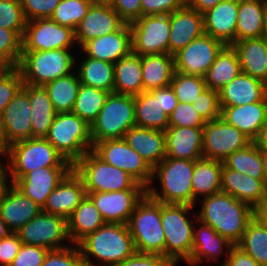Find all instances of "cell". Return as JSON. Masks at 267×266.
<instances>
[{"label":"cell","mask_w":267,"mask_h":266,"mask_svg":"<svg viewBox=\"0 0 267 266\" xmlns=\"http://www.w3.org/2000/svg\"><path fill=\"white\" fill-rule=\"evenodd\" d=\"M22 52V38L14 31L0 27V68L17 67Z\"/></svg>","instance_id":"48"},{"label":"cell","mask_w":267,"mask_h":266,"mask_svg":"<svg viewBox=\"0 0 267 266\" xmlns=\"http://www.w3.org/2000/svg\"><path fill=\"white\" fill-rule=\"evenodd\" d=\"M129 26L131 29L132 52L139 56L168 54L169 14L142 16Z\"/></svg>","instance_id":"13"},{"label":"cell","mask_w":267,"mask_h":266,"mask_svg":"<svg viewBox=\"0 0 267 266\" xmlns=\"http://www.w3.org/2000/svg\"><path fill=\"white\" fill-rule=\"evenodd\" d=\"M26 20L21 0H0V27L14 30L23 38Z\"/></svg>","instance_id":"49"},{"label":"cell","mask_w":267,"mask_h":266,"mask_svg":"<svg viewBox=\"0 0 267 266\" xmlns=\"http://www.w3.org/2000/svg\"><path fill=\"white\" fill-rule=\"evenodd\" d=\"M197 225V227H196ZM194 224L193 249L190 259L186 262L189 266H198L211 261L217 262L218 258H224L222 266L230 249L234 246L227 239L219 235L212 227L196 220ZM200 225V226H199ZM225 251V252H224ZM227 252V253H226ZM204 261V262H203Z\"/></svg>","instance_id":"20"},{"label":"cell","mask_w":267,"mask_h":266,"mask_svg":"<svg viewBox=\"0 0 267 266\" xmlns=\"http://www.w3.org/2000/svg\"><path fill=\"white\" fill-rule=\"evenodd\" d=\"M93 3L110 4L113 0H91Z\"/></svg>","instance_id":"69"},{"label":"cell","mask_w":267,"mask_h":266,"mask_svg":"<svg viewBox=\"0 0 267 266\" xmlns=\"http://www.w3.org/2000/svg\"><path fill=\"white\" fill-rule=\"evenodd\" d=\"M28 96L31 104L32 138H45L56 115L52 102L43 86L28 84Z\"/></svg>","instance_id":"41"},{"label":"cell","mask_w":267,"mask_h":266,"mask_svg":"<svg viewBox=\"0 0 267 266\" xmlns=\"http://www.w3.org/2000/svg\"><path fill=\"white\" fill-rule=\"evenodd\" d=\"M265 185L267 187V151H262Z\"/></svg>","instance_id":"68"},{"label":"cell","mask_w":267,"mask_h":266,"mask_svg":"<svg viewBox=\"0 0 267 266\" xmlns=\"http://www.w3.org/2000/svg\"><path fill=\"white\" fill-rule=\"evenodd\" d=\"M93 4L91 0H61L50 19L75 31Z\"/></svg>","instance_id":"46"},{"label":"cell","mask_w":267,"mask_h":266,"mask_svg":"<svg viewBox=\"0 0 267 266\" xmlns=\"http://www.w3.org/2000/svg\"><path fill=\"white\" fill-rule=\"evenodd\" d=\"M81 83L77 71L59 77L43 87L49 95L56 113L72 112Z\"/></svg>","instance_id":"42"},{"label":"cell","mask_w":267,"mask_h":266,"mask_svg":"<svg viewBox=\"0 0 267 266\" xmlns=\"http://www.w3.org/2000/svg\"><path fill=\"white\" fill-rule=\"evenodd\" d=\"M42 266H87L78 245L57 250H49Z\"/></svg>","instance_id":"52"},{"label":"cell","mask_w":267,"mask_h":266,"mask_svg":"<svg viewBox=\"0 0 267 266\" xmlns=\"http://www.w3.org/2000/svg\"><path fill=\"white\" fill-rule=\"evenodd\" d=\"M136 126L134 96L109 93L103 108L90 125L93 145L100 141L124 138Z\"/></svg>","instance_id":"10"},{"label":"cell","mask_w":267,"mask_h":266,"mask_svg":"<svg viewBox=\"0 0 267 266\" xmlns=\"http://www.w3.org/2000/svg\"><path fill=\"white\" fill-rule=\"evenodd\" d=\"M79 59V55L76 56L75 69L79 76L80 83L113 93L114 63L86 56H84L81 60Z\"/></svg>","instance_id":"40"},{"label":"cell","mask_w":267,"mask_h":266,"mask_svg":"<svg viewBox=\"0 0 267 266\" xmlns=\"http://www.w3.org/2000/svg\"><path fill=\"white\" fill-rule=\"evenodd\" d=\"M161 104L165 113L170 115L178 104V99L175 96L171 85L161 88Z\"/></svg>","instance_id":"61"},{"label":"cell","mask_w":267,"mask_h":266,"mask_svg":"<svg viewBox=\"0 0 267 266\" xmlns=\"http://www.w3.org/2000/svg\"><path fill=\"white\" fill-rule=\"evenodd\" d=\"M223 162L201 158L195 160V169L191 179L193 206L205 197L221 192V171ZM202 197V198H201Z\"/></svg>","instance_id":"35"},{"label":"cell","mask_w":267,"mask_h":266,"mask_svg":"<svg viewBox=\"0 0 267 266\" xmlns=\"http://www.w3.org/2000/svg\"><path fill=\"white\" fill-rule=\"evenodd\" d=\"M240 73L241 66L236 50L232 45H225L206 72L205 84L207 88L219 91Z\"/></svg>","instance_id":"39"},{"label":"cell","mask_w":267,"mask_h":266,"mask_svg":"<svg viewBox=\"0 0 267 266\" xmlns=\"http://www.w3.org/2000/svg\"><path fill=\"white\" fill-rule=\"evenodd\" d=\"M110 5L125 24L142 17L141 0H113Z\"/></svg>","instance_id":"56"},{"label":"cell","mask_w":267,"mask_h":266,"mask_svg":"<svg viewBox=\"0 0 267 266\" xmlns=\"http://www.w3.org/2000/svg\"><path fill=\"white\" fill-rule=\"evenodd\" d=\"M221 107H232L262 101L267 96V84L241 72L219 91Z\"/></svg>","instance_id":"29"},{"label":"cell","mask_w":267,"mask_h":266,"mask_svg":"<svg viewBox=\"0 0 267 266\" xmlns=\"http://www.w3.org/2000/svg\"><path fill=\"white\" fill-rule=\"evenodd\" d=\"M72 169L73 166L37 168L19 178L13 185L43 208L49 194Z\"/></svg>","instance_id":"18"},{"label":"cell","mask_w":267,"mask_h":266,"mask_svg":"<svg viewBox=\"0 0 267 266\" xmlns=\"http://www.w3.org/2000/svg\"><path fill=\"white\" fill-rule=\"evenodd\" d=\"M114 266H174V265L163 255L135 252L132 256Z\"/></svg>","instance_id":"58"},{"label":"cell","mask_w":267,"mask_h":266,"mask_svg":"<svg viewBox=\"0 0 267 266\" xmlns=\"http://www.w3.org/2000/svg\"><path fill=\"white\" fill-rule=\"evenodd\" d=\"M72 51L74 52V49L22 51L17 68L21 73L23 83L44 86L74 72L77 55Z\"/></svg>","instance_id":"5"},{"label":"cell","mask_w":267,"mask_h":266,"mask_svg":"<svg viewBox=\"0 0 267 266\" xmlns=\"http://www.w3.org/2000/svg\"><path fill=\"white\" fill-rule=\"evenodd\" d=\"M86 195L83 180L72 169L49 194L42 211L68 219Z\"/></svg>","instance_id":"23"},{"label":"cell","mask_w":267,"mask_h":266,"mask_svg":"<svg viewBox=\"0 0 267 266\" xmlns=\"http://www.w3.org/2000/svg\"><path fill=\"white\" fill-rule=\"evenodd\" d=\"M226 168L247 174L254 179H264L262 151L252 141L246 147L233 152L223 161Z\"/></svg>","instance_id":"43"},{"label":"cell","mask_w":267,"mask_h":266,"mask_svg":"<svg viewBox=\"0 0 267 266\" xmlns=\"http://www.w3.org/2000/svg\"><path fill=\"white\" fill-rule=\"evenodd\" d=\"M135 250L138 253L165 257V234L161 221V202L147 194L136 205L128 222Z\"/></svg>","instance_id":"8"},{"label":"cell","mask_w":267,"mask_h":266,"mask_svg":"<svg viewBox=\"0 0 267 266\" xmlns=\"http://www.w3.org/2000/svg\"><path fill=\"white\" fill-rule=\"evenodd\" d=\"M106 223L128 224L136 205L146 190L86 192Z\"/></svg>","instance_id":"17"},{"label":"cell","mask_w":267,"mask_h":266,"mask_svg":"<svg viewBox=\"0 0 267 266\" xmlns=\"http://www.w3.org/2000/svg\"><path fill=\"white\" fill-rule=\"evenodd\" d=\"M91 151L105 163L128 173L145 188L151 183L153 169L124 138L97 142Z\"/></svg>","instance_id":"12"},{"label":"cell","mask_w":267,"mask_h":266,"mask_svg":"<svg viewBox=\"0 0 267 266\" xmlns=\"http://www.w3.org/2000/svg\"><path fill=\"white\" fill-rule=\"evenodd\" d=\"M108 95L107 91L81 84L72 112L91 125L103 108Z\"/></svg>","instance_id":"45"},{"label":"cell","mask_w":267,"mask_h":266,"mask_svg":"<svg viewBox=\"0 0 267 266\" xmlns=\"http://www.w3.org/2000/svg\"><path fill=\"white\" fill-rule=\"evenodd\" d=\"M183 6V0H141L142 16L170 14Z\"/></svg>","instance_id":"57"},{"label":"cell","mask_w":267,"mask_h":266,"mask_svg":"<svg viewBox=\"0 0 267 266\" xmlns=\"http://www.w3.org/2000/svg\"><path fill=\"white\" fill-rule=\"evenodd\" d=\"M170 38L168 54L175 55L191 41L204 34L203 14L183 6L169 14Z\"/></svg>","instance_id":"25"},{"label":"cell","mask_w":267,"mask_h":266,"mask_svg":"<svg viewBox=\"0 0 267 266\" xmlns=\"http://www.w3.org/2000/svg\"><path fill=\"white\" fill-rule=\"evenodd\" d=\"M113 92L130 96L143 92L141 56L131 51L114 63Z\"/></svg>","instance_id":"36"},{"label":"cell","mask_w":267,"mask_h":266,"mask_svg":"<svg viewBox=\"0 0 267 266\" xmlns=\"http://www.w3.org/2000/svg\"><path fill=\"white\" fill-rule=\"evenodd\" d=\"M143 91L169 86L175 73L174 56L151 54L141 56Z\"/></svg>","instance_id":"37"},{"label":"cell","mask_w":267,"mask_h":266,"mask_svg":"<svg viewBox=\"0 0 267 266\" xmlns=\"http://www.w3.org/2000/svg\"><path fill=\"white\" fill-rule=\"evenodd\" d=\"M221 109V118L253 141L267 121V96L262 101Z\"/></svg>","instance_id":"30"},{"label":"cell","mask_w":267,"mask_h":266,"mask_svg":"<svg viewBox=\"0 0 267 266\" xmlns=\"http://www.w3.org/2000/svg\"><path fill=\"white\" fill-rule=\"evenodd\" d=\"M41 211L40 206L25 196L13 184H9L0 196V217L13 233Z\"/></svg>","instance_id":"24"},{"label":"cell","mask_w":267,"mask_h":266,"mask_svg":"<svg viewBox=\"0 0 267 266\" xmlns=\"http://www.w3.org/2000/svg\"><path fill=\"white\" fill-rule=\"evenodd\" d=\"M232 47L236 50L241 72L259 79L267 84V42L261 38L245 39L234 42Z\"/></svg>","instance_id":"34"},{"label":"cell","mask_w":267,"mask_h":266,"mask_svg":"<svg viewBox=\"0 0 267 266\" xmlns=\"http://www.w3.org/2000/svg\"><path fill=\"white\" fill-rule=\"evenodd\" d=\"M238 8L239 0H222L203 13L204 33L232 45L236 42Z\"/></svg>","instance_id":"26"},{"label":"cell","mask_w":267,"mask_h":266,"mask_svg":"<svg viewBox=\"0 0 267 266\" xmlns=\"http://www.w3.org/2000/svg\"><path fill=\"white\" fill-rule=\"evenodd\" d=\"M78 50L82 57L116 63L132 51L131 29L123 24L117 31L85 42Z\"/></svg>","instance_id":"19"},{"label":"cell","mask_w":267,"mask_h":266,"mask_svg":"<svg viewBox=\"0 0 267 266\" xmlns=\"http://www.w3.org/2000/svg\"><path fill=\"white\" fill-rule=\"evenodd\" d=\"M61 0H21L26 21L50 18Z\"/></svg>","instance_id":"54"},{"label":"cell","mask_w":267,"mask_h":266,"mask_svg":"<svg viewBox=\"0 0 267 266\" xmlns=\"http://www.w3.org/2000/svg\"><path fill=\"white\" fill-rule=\"evenodd\" d=\"M0 196L5 188L10 184L8 179V163L7 159H0ZM3 160V161H2Z\"/></svg>","instance_id":"64"},{"label":"cell","mask_w":267,"mask_h":266,"mask_svg":"<svg viewBox=\"0 0 267 266\" xmlns=\"http://www.w3.org/2000/svg\"><path fill=\"white\" fill-rule=\"evenodd\" d=\"M184 6L195 9L203 14L209 9L215 7L222 0H183Z\"/></svg>","instance_id":"62"},{"label":"cell","mask_w":267,"mask_h":266,"mask_svg":"<svg viewBox=\"0 0 267 266\" xmlns=\"http://www.w3.org/2000/svg\"><path fill=\"white\" fill-rule=\"evenodd\" d=\"M267 20V0H239L236 42L261 38Z\"/></svg>","instance_id":"33"},{"label":"cell","mask_w":267,"mask_h":266,"mask_svg":"<svg viewBox=\"0 0 267 266\" xmlns=\"http://www.w3.org/2000/svg\"><path fill=\"white\" fill-rule=\"evenodd\" d=\"M77 245L87 266H114L136 252L127 224L105 223Z\"/></svg>","instance_id":"2"},{"label":"cell","mask_w":267,"mask_h":266,"mask_svg":"<svg viewBox=\"0 0 267 266\" xmlns=\"http://www.w3.org/2000/svg\"><path fill=\"white\" fill-rule=\"evenodd\" d=\"M23 84L21 73L17 67L0 68V117Z\"/></svg>","instance_id":"50"},{"label":"cell","mask_w":267,"mask_h":266,"mask_svg":"<svg viewBox=\"0 0 267 266\" xmlns=\"http://www.w3.org/2000/svg\"><path fill=\"white\" fill-rule=\"evenodd\" d=\"M263 38L266 40L267 42V20H266V25H265V31H264V35Z\"/></svg>","instance_id":"70"},{"label":"cell","mask_w":267,"mask_h":266,"mask_svg":"<svg viewBox=\"0 0 267 266\" xmlns=\"http://www.w3.org/2000/svg\"><path fill=\"white\" fill-rule=\"evenodd\" d=\"M15 233L22 244L41 246L49 250L63 249L72 245L67 219L43 211Z\"/></svg>","instance_id":"11"},{"label":"cell","mask_w":267,"mask_h":266,"mask_svg":"<svg viewBox=\"0 0 267 266\" xmlns=\"http://www.w3.org/2000/svg\"><path fill=\"white\" fill-rule=\"evenodd\" d=\"M45 139L72 165L93 147L90 125L73 112L56 113Z\"/></svg>","instance_id":"7"},{"label":"cell","mask_w":267,"mask_h":266,"mask_svg":"<svg viewBox=\"0 0 267 266\" xmlns=\"http://www.w3.org/2000/svg\"><path fill=\"white\" fill-rule=\"evenodd\" d=\"M221 192L234 196L255 209L267 195L265 179H254L238 171L226 168L221 171Z\"/></svg>","instance_id":"27"},{"label":"cell","mask_w":267,"mask_h":266,"mask_svg":"<svg viewBox=\"0 0 267 266\" xmlns=\"http://www.w3.org/2000/svg\"><path fill=\"white\" fill-rule=\"evenodd\" d=\"M77 47L75 31L50 18L26 22L22 38V51H48Z\"/></svg>","instance_id":"14"},{"label":"cell","mask_w":267,"mask_h":266,"mask_svg":"<svg viewBox=\"0 0 267 266\" xmlns=\"http://www.w3.org/2000/svg\"><path fill=\"white\" fill-rule=\"evenodd\" d=\"M200 202L201 206L196 211L197 219L236 246L254 218V209L224 192L205 197Z\"/></svg>","instance_id":"1"},{"label":"cell","mask_w":267,"mask_h":266,"mask_svg":"<svg viewBox=\"0 0 267 266\" xmlns=\"http://www.w3.org/2000/svg\"><path fill=\"white\" fill-rule=\"evenodd\" d=\"M124 139L152 169L166 157L164 131L134 126L125 133Z\"/></svg>","instance_id":"31"},{"label":"cell","mask_w":267,"mask_h":266,"mask_svg":"<svg viewBox=\"0 0 267 266\" xmlns=\"http://www.w3.org/2000/svg\"><path fill=\"white\" fill-rule=\"evenodd\" d=\"M6 159L10 184L37 168L73 166L45 138H30L11 144Z\"/></svg>","instance_id":"6"},{"label":"cell","mask_w":267,"mask_h":266,"mask_svg":"<svg viewBox=\"0 0 267 266\" xmlns=\"http://www.w3.org/2000/svg\"><path fill=\"white\" fill-rule=\"evenodd\" d=\"M1 119L10 145L32 138L31 104L28 96V84L24 83L23 87L8 103Z\"/></svg>","instance_id":"21"},{"label":"cell","mask_w":267,"mask_h":266,"mask_svg":"<svg viewBox=\"0 0 267 266\" xmlns=\"http://www.w3.org/2000/svg\"><path fill=\"white\" fill-rule=\"evenodd\" d=\"M251 142L247 135L220 117L203 127V158L223 161Z\"/></svg>","instance_id":"15"},{"label":"cell","mask_w":267,"mask_h":266,"mask_svg":"<svg viewBox=\"0 0 267 266\" xmlns=\"http://www.w3.org/2000/svg\"><path fill=\"white\" fill-rule=\"evenodd\" d=\"M170 85L174 90L178 102L190 104L195 101V98L199 94L207 89L203 77L186 75L177 71H175Z\"/></svg>","instance_id":"47"},{"label":"cell","mask_w":267,"mask_h":266,"mask_svg":"<svg viewBox=\"0 0 267 266\" xmlns=\"http://www.w3.org/2000/svg\"><path fill=\"white\" fill-rule=\"evenodd\" d=\"M123 24L110 4L94 3L75 29L78 49L91 39L117 31Z\"/></svg>","instance_id":"22"},{"label":"cell","mask_w":267,"mask_h":266,"mask_svg":"<svg viewBox=\"0 0 267 266\" xmlns=\"http://www.w3.org/2000/svg\"><path fill=\"white\" fill-rule=\"evenodd\" d=\"M164 132L166 157L186 160L203 158V128L168 127Z\"/></svg>","instance_id":"28"},{"label":"cell","mask_w":267,"mask_h":266,"mask_svg":"<svg viewBox=\"0 0 267 266\" xmlns=\"http://www.w3.org/2000/svg\"><path fill=\"white\" fill-rule=\"evenodd\" d=\"M11 233L12 231L0 217V240L2 238L8 237Z\"/></svg>","instance_id":"67"},{"label":"cell","mask_w":267,"mask_h":266,"mask_svg":"<svg viewBox=\"0 0 267 266\" xmlns=\"http://www.w3.org/2000/svg\"><path fill=\"white\" fill-rule=\"evenodd\" d=\"M205 123L190 103L178 102L173 112L169 115L168 127L203 128Z\"/></svg>","instance_id":"53"},{"label":"cell","mask_w":267,"mask_h":266,"mask_svg":"<svg viewBox=\"0 0 267 266\" xmlns=\"http://www.w3.org/2000/svg\"><path fill=\"white\" fill-rule=\"evenodd\" d=\"M136 126L165 131L169 126V115L161 104V88L143 91L134 96Z\"/></svg>","instance_id":"32"},{"label":"cell","mask_w":267,"mask_h":266,"mask_svg":"<svg viewBox=\"0 0 267 266\" xmlns=\"http://www.w3.org/2000/svg\"><path fill=\"white\" fill-rule=\"evenodd\" d=\"M236 246L261 266H267V226L256 218L248 223L241 241Z\"/></svg>","instance_id":"44"},{"label":"cell","mask_w":267,"mask_h":266,"mask_svg":"<svg viewBox=\"0 0 267 266\" xmlns=\"http://www.w3.org/2000/svg\"><path fill=\"white\" fill-rule=\"evenodd\" d=\"M106 222L93 201L86 195L67 219L68 234L72 244H78L87 235L94 233Z\"/></svg>","instance_id":"38"},{"label":"cell","mask_w":267,"mask_h":266,"mask_svg":"<svg viewBox=\"0 0 267 266\" xmlns=\"http://www.w3.org/2000/svg\"><path fill=\"white\" fill-rule=\"evenodd\" d=\"M73 169L83 180L86 192L146 190L128 173L105 163L92 151L79 159Z\"/></svg>","instance_id":"9"},{"label":"cell","mask_w":267,"mask_h":266,"mask_svg":"<svg viewBox=\"0 0 267 266\" xmlns=\"http://www.w3.org/2000/svg\"><path fill=\"white\" fill-rule=\"evenodd\" d=\"M22 241L16 233L0 240V266H9L17 255Z\"/></svg>","instance_id":"59"},{"label":"cell","mask_w":267,"mask_h":266,"mask_svg":"<svg viewBox=\"0 0 267 266\" xmlns=\"http://www.w3.org/2000/svg\"><path fill=\"white\" fill-rule=\"evenodd\" d=\"M205 122L221 117V105L219 92L212 89H205L191 104Z\"/></svg>","instance_id":"51"},{"label":"cell","mask_w":267,"mask_h":266,"mask_svg":"<svg viewBox=\"0 0 267 266\" xmlns=\"http://www.w3.org/2000/svg\"><path fill=\"white\" fill-rule=\"evenodd\" d=\"M222 266H261L250 255L237 246L230 249L229 255Z\"/></svg>","instance_id":"60"},{"label":"cell","mask_w":267,"mask_h":266,"mask_svg":"<svg viewBox=\"0 0 267 266\" xmlns=\"http://www.w3.org/2000/svg\"><path fill=\"white\" fill-rule=\"evenodd\" d=\"M186 204L161 203V221L165 234V257L177 266L187 262L192 254L194 223L197 214ZM194 215L193 217L189 215ZM195 221V222H194Z\"/></svg>","instance_id":"4"},{"label":"cell","mask_w":267,"mask_h":266,"mask_svg":"<svg viewBox=\"0 0 267 266\" xmlns=\"http://www.w3.org/2000/svg\"><path fill=\"white\" fill-rule=\"evenodd\" d=\"M10 149V143L6 138L4 125L0 117V159L4 157L7 158Z\"/></svg>","instance_id":"65"},{"label":"cell","mask_w":267,"mask_h":266,"mask_svg":"<svg viewBox=\"0 0 267 266\" xmlns=\"http://www.w3.org/2000/svg\"><path fill=\"white\" fill-rule=\"evenodd\" d=\"M253 142L261 151H267V121Z\"/></svg>","instance_id":"66"},{"label":"cell","mask_w":267,"mask_h":266,"mask_svg":"<svg viewBox=\"0 0 267 266\" xmlns=\"http://www.w3.org/2000/svg\"><path fill=\"white\" fill-rule=\"evenodd\" d=\"M224 46L221 40L204 33L174 55L175 71L204 78Z\"/></svg>","instance_id":"16"},{"label":"cell","mask_w":267,"mask_h":266,"mask_svg":"<svg viewBox=\"0 0 267 266\" xmlns=\"http://www.w3.org/2000/svg\"><path fill=\"white\" fill-rule=\"evenodd\" d=\"M194 169L195 160L165 157L152 170V180L146 188L147 195L161 203L193 206L191 179ZM156 179L159 181V190L154 184Z\"/></svg>","instance_id":"3"},{"label":"cell","mask_w":267,"mask_h":266,"mask_svg":"<svg viewBox=\"0 0 267 266\" xmlns=\"http://www.w3.org/2000/svg\"><path fill=\"white\" fill-rule=\"evenodd\" d=\"M254 218H256L264 226H267V195L254 209Z\"/></svg>","instance_id":"63"},{"label":"cell","mask_w":267,"mask_h":266,"mask_svg":"<svg viewBox=\"0 0 267 266\" xmlns=\"http://www.w3.org/2000/svg\"><path fill=\"white\" fill-rule=\"evenodd\" d=\"M49 249L22 244L9 266H42Z\"/></svg>","instance_id":"55"}]
</instances>
